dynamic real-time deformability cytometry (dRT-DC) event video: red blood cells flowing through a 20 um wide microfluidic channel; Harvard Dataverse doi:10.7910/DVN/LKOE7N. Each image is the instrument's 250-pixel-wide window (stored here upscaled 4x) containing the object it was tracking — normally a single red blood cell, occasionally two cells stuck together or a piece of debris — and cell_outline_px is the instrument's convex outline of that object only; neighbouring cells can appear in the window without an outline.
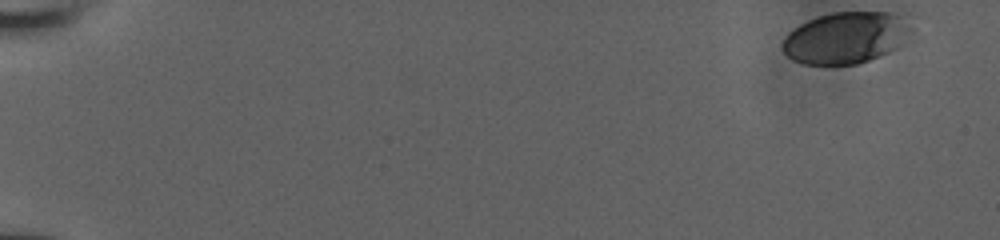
{"species": "human", "species_latin": "Homo sapiens", "temperature_condition": "room temperature", "stored_images_in_passage": 14, "camera_frame_rate_fps": 3000, "um_per_image_px": 0.085, "donor": {"sex": "male"}, "frame": {"image": 1, "passage_image": 1, "time_ms": 0.0, "image_size_px": [1000, 240], "cell_outline_px": [[912, 28], [904, 44], [880, 56], [856, 64], [804, 64], [792, 60], [784, 52], [784, 36], [788, 32], [800, 24], [808, 20], [832, 12], [888, 12], [900, 16]], "centroid_in_image_um": [71.89, 3.21], "position_along_channel_um": 13.1, "area_um2": 38.38}}
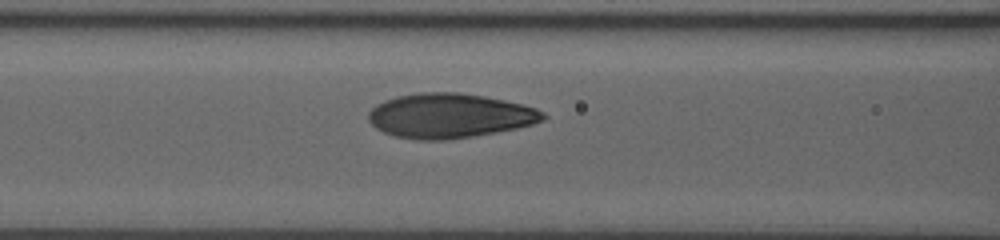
{"frame": {"image": 2, "passage_image": 12, "time_ms": 8.0, "image_size_px": [1000, 240], "cell_outline_px": [[548, 116], [544, 120], [532, 124], [516, 128], [472, 136], [444, 140], [416, 140], [396, 136], [384, 132], [376, 128], [368, 120], [368, 112], [376, 104], [384, 100], [396, 96], [420, 92], [460, 92], [484, 96], [504, 100], [536, 108], [544, 112]], "centroid_in_image_um": [38.19, 9.83], "position_along_channel_um": 128.4, "area_um2": 45.32}}
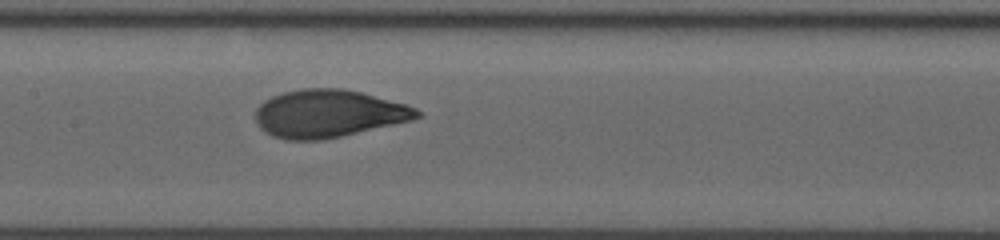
{"frame": {"image": 3, "passage_image": 14, "time_ms": 9.333, "image_size_px": [1000, 240], "cell_outline_px": [[424, 116], [412, 120], [324, 140], [284, 140], [272, 136], [264, 132], [256, 124], [256, 108], [264, 100], [272, 96], [284, 92], [304, 88], [344, 88], [360, 92], [404, 104], [416, 108]], "centroid_in_image_um": [27.88, 9.66], "position_along_channel_um": 179.5, "area_um2": 44.97}}